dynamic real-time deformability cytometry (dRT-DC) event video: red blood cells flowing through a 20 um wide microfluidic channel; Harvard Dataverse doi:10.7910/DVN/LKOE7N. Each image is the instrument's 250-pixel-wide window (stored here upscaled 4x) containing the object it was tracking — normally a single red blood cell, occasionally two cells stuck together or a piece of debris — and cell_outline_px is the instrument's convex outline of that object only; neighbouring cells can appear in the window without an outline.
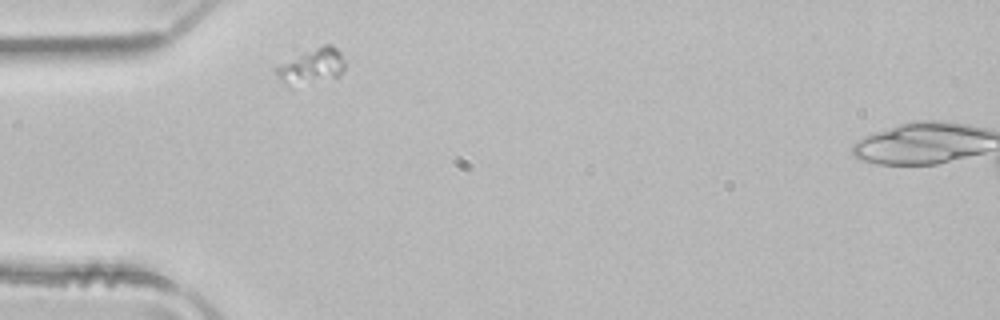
{"species": "common noctule bat (a hibernating species)", "species_latin": "Nyctalus noctula", "temperature_condition": "room temperature", "stored_images_in_passage": 1, "camera_frame_rate_fps": 3000, "um_per_image_px": 0.085, "animal": {"sex": "male", "body_mass_g": 21.5, "forearm_length_mm": 52.0}, "frame": {"image": 1, "passage_image": 1, "time_ms": 0.0, "image_size_px": [1000, 320], "cell_outline_px": [[344, 68], [340, 76], [292, 88], [280, 80], [272, 68], [276, 64], [324, 44], [332, 44], [340, 52], [344, 60]], "centroid_in_image_um": [26.44, 5.66], "position_along_channel_um": 58.6, "area_um2": 14.51}}